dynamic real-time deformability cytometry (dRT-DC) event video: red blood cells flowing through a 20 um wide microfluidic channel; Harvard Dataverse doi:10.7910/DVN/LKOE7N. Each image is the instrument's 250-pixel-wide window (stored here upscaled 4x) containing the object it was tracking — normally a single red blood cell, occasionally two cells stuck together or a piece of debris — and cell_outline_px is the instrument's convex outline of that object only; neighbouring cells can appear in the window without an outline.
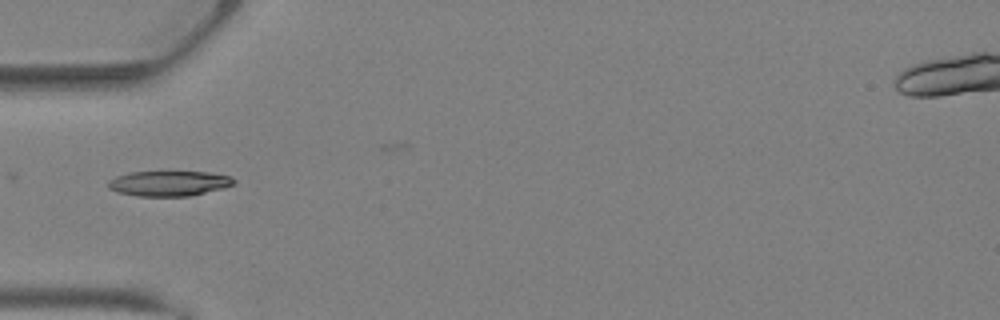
{"species": "Egyptian fruit bat (a non-hibernating species)", "species_latin": "Rousettus aegyptiacus", "temperature_condition": "warm", "stored_images_in_passage": 16, "camera_frame_rate_fps": 3000, "um_per_image_px": 0.085, "animal": {"sex": "female"}, "frame": {"image": 1, "passage_image": 1, "time_ms": 0.0, "image_size_px": [1000, 320], "cell_outline_px": [[236, 184], [224, 188], [188, 196], [136, 196], [116, 192], [108, 188], [108, 180], [116, 176], [128, 172], [208, 172], [232, 176], [236, 180]], "centroid_in_image_um": [14.36, 15.59], "position_along_channel_um": 70.6, "area_um2": 18.61}}
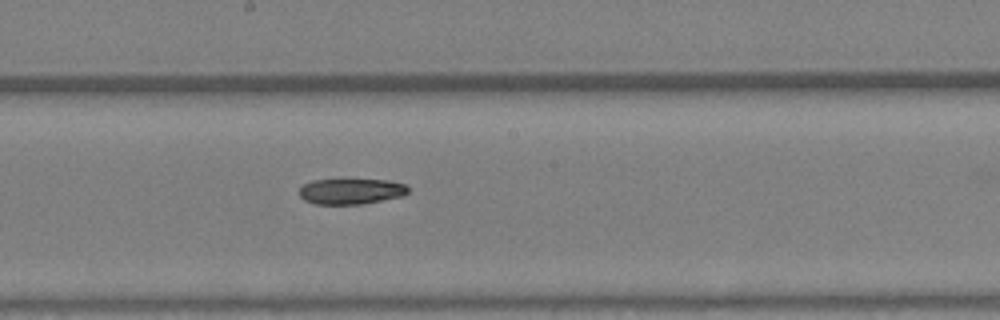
{"frame": {"image": 2, "passage_image": 9, "time_ms": 2.667, "image_size_px": [1000, 320], "cell_outline_px": [[408, 192], [404, 196], [360, 204], [316, 204], [304, 200], [300, 196], [300, 188], [304, 184], [312, 180], [388, 180], [404, 184], [408, 188]], "centroid_in_image_um": [29.84, 16.26], "position_along_channel_um": 218.4, "area_um2": 16.13}}
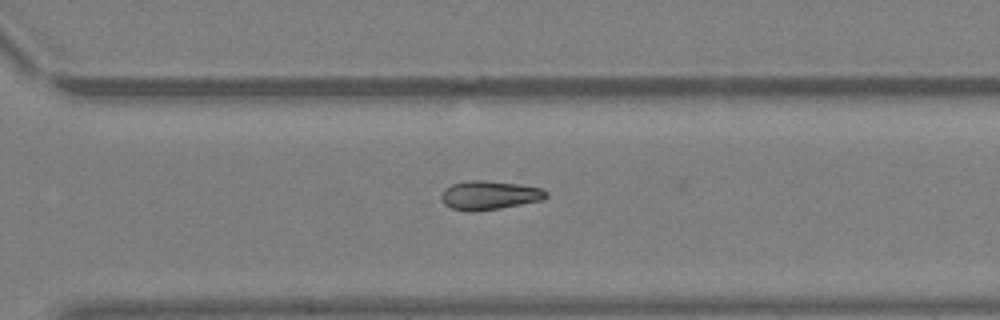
{"frame": {"image": 3, "passage_image": 15, "time_ms": 4.667, "image_size_px": [1000, 320], "cell_outline_px": [[548, 196], [544, 200], [500, 208], [472, 212], [468, 212], [452, 208], [444, 204], [440, 200], [440, 192], [444, 188], [452, 184], [472, 180], [484, 180], [520, 184], [544, 188], [548, 192]], "centroid_in_image_um": [41.6, 16.59], "position_along_channel_um": 329.0, "area_um2": 17.98}}